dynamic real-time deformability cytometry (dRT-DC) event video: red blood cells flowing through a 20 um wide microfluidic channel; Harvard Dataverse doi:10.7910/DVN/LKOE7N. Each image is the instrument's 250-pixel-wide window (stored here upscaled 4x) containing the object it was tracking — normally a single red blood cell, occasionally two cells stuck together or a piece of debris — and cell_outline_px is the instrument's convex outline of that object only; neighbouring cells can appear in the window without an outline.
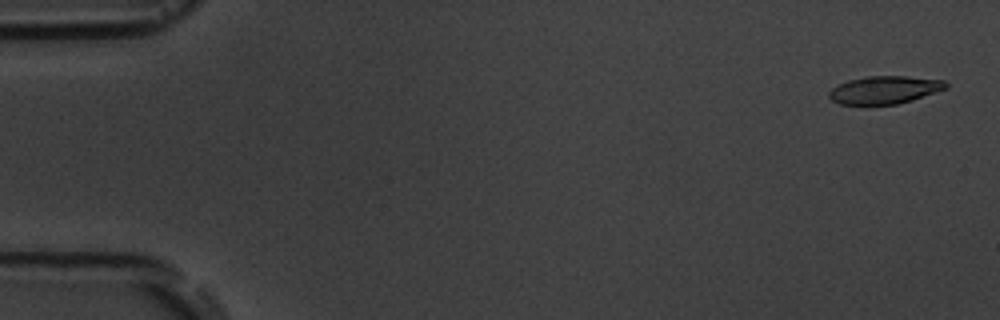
{"species": "common noctule bat (a hibernating species)", "species_latin": "Nyctalus noctula", "temperature_condition": "room temperature", "stored_images_in_passage": 6, "segment_of_instrument_passage": [1, 2], "camera_frame_rate_fps": 3000, "um_per_image_px": 0.085, "animal": {"sex": "male", "body_mass_g": 19.5, "forearm_length_mm": 54.6}, "frame": {"image": 1, "passage_image": 1, "time_ms": 0.0, "image_size_px": [1000, 320], "cell_outline_px": [[948, 88], [912, 100], [896, 104], [840, 104], [832, 100], [828, 96], [828, 92], [832, 88], [848, 80], [868, 76], [904, 76], [944, 80], [948, 84]], "centroid_in_image_um": [75.2, 7.63], "position_along_channel_um": 9.8, "area_um2": 18.79}}